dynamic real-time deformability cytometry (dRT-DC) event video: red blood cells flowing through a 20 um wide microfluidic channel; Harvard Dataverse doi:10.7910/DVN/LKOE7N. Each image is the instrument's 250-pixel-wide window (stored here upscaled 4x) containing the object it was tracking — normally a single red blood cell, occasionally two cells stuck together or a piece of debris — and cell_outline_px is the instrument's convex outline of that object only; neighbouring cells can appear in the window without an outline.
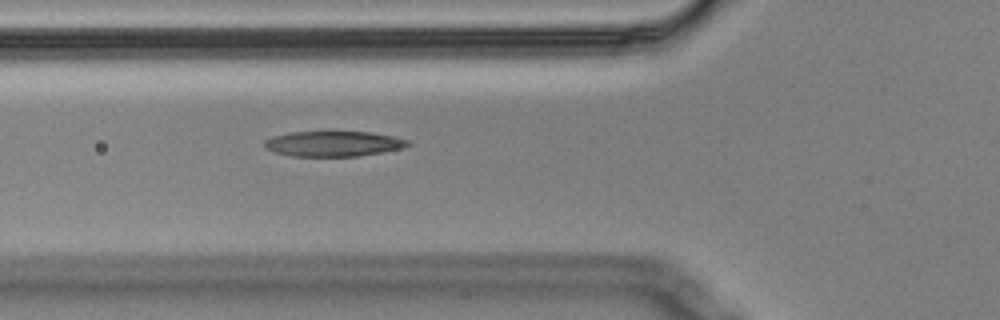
{"species": "Egyptian fruit bat (a non-hibernating species)", "species_latin": "Rousettus aegyptiacus", "temperature_condition": "cold", "stored_images_in_passage": 6, "camera_frame_rate_fps": 3000, "um_per_image_px": 0.085, "animal": {"sex": "male"}, "frame": {"image": 1, "passage_image": 6, "time_ms": 1.667, "image_size_px": [1000, 320], "cell_outline_px": [[412, 144], [404, 148], [356, 156], [292, 156], [276, 152], [264, 148], [264, 140], [272, 136], [288, 132], [328, 128], [332, 128], [372, 132], [392, 136], [408, 140]], "centroid_in_image_um": [28.31, 12.15], "position_along_channel_um": 97.5, "area_um2": 22.37}}